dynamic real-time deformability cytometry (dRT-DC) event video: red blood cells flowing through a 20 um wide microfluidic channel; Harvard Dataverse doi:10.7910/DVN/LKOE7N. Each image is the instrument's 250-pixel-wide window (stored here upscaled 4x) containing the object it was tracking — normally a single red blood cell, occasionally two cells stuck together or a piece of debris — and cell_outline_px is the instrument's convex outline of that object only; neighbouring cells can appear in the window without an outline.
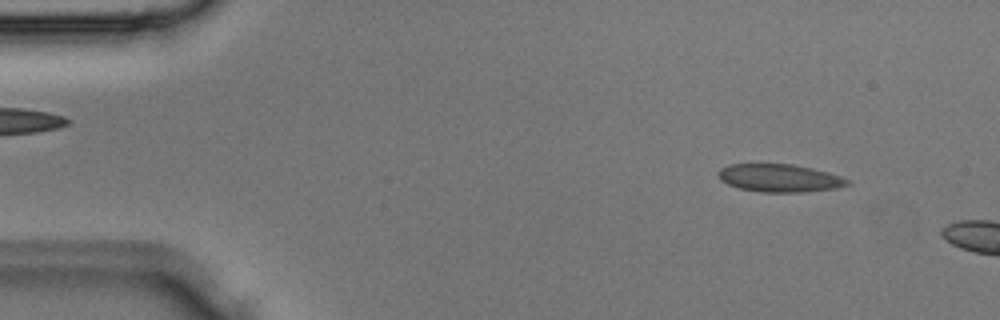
{"species": "Egyptian fruit bat (a non-hibernating species)", "species_latin": "Rousettus aegyptiacus", "temperature_condition": "room temperature", "stored_images_in_passage": 2, "camera_frame_rate_fps": 3000, "um_per_image_px": 0.085, "animal": {"sex": "male"}, "frame": {"image": 1, "passage_image": 1, "time_ms": 0.0, "image_size_px": [1000, 320], "cell_outline_px": [[852, 184], [836, 188], [804, 192], [760, 192], [740, 188], [728, 184], [720, 180], [716, 172], [720, 168], [728, 164], [792, 164], [812, 168], [828, 172], [840, 176], [848, 180]], "centroid_in_image_um": [66.24, 15.13], "position_along_channel_um": 18.8, "area_um2": 21.04}}